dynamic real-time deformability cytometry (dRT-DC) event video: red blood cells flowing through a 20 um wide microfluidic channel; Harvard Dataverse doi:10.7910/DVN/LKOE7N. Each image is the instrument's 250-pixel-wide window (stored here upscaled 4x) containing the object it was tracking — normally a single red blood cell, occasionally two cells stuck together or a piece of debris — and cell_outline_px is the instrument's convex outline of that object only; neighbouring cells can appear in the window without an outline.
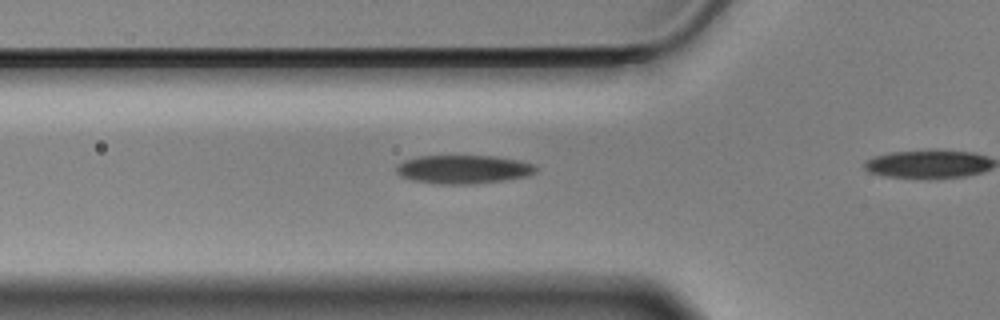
{"species": "Egyptian fruit bat (a non-hibernating species)", "species_latin": "Rousettus aegyptiacus", "temperature_condition": "cold", "stored_images_in_passage": 17, "camera_frame_rate_fps": 3000, "um_per_image_px": 0.085, "animal": {"sex": "male"}, "frame": {"image": 1, "passage_image": 12, "time_ms": 3.667, "image_size_px": [1000, 320], "cell_outline_px": [[536, 172], [528, 176], [504, 180], [472, 184], [440, 184], [412, 180], [400, 176], [396, 172], [396, 164], [404, 160], [416, 156], [496, 156], [520, 160], [536, 164]], "centroid_in_image_um": [39.39, 14.39], "position_along_channel_um": 86.4, "area_um2": 23.47}}
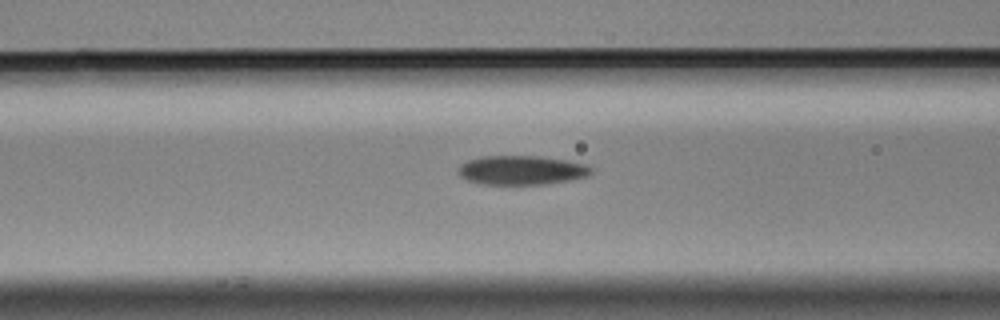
{"frame": {"image": 2, "passage_image": 15, "time_ms": 4.667, "image_size_px": [1000, 320], "cell_outline_px": [[592, 172], [588, 176], [568, 180], [544, 184], [480, 184], [468, 180], [460, 176], [456, 172], [456, 168], [460, 164], [468, 160], [480, 156], [536, 156], [564, 160], [584, 164], [592, 168]], "centroid_in_image_um": [44.26, 14.46], "position_along_channel_um": 122.3, "area_um2": 22.54}}